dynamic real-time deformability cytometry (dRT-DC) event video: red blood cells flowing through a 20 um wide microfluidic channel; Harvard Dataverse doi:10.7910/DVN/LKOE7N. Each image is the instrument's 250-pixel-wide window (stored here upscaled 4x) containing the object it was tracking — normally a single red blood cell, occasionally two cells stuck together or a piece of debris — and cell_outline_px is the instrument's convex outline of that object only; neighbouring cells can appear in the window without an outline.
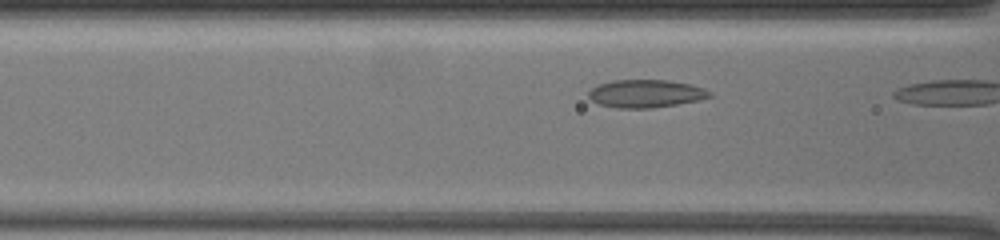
{"species": "common noctule bat (a hibernating species)", "species_latin": "Nyctalus noctula", "temperature_condition": "warm", "stored_images_in_passage": 13, "camera_frame_rate_fps": 3000, "um_per_image_px": 0.085, "animal": {"sex": "female", "body_mass_g": 19.5, "forearm_length_mm": 54.1}, "frame": {"image": 1, "passage_image": 12, "time_ms": 2.667, "image_size_px": [1000, 240], "cell_outline_px": [[712, 96], [696, 100], [676, 104], [652, 108], [616, 108], [600, 104], [592, 100], [588, 96], [588, 92], [596, 84], [612, 80], [668, 80], [692, 84], [704, 88], [712, 92]], "centroid_in_image_um": [54.87, 7.94], "position_along_channel_um": 111.7, "area_um2": 19.71}}